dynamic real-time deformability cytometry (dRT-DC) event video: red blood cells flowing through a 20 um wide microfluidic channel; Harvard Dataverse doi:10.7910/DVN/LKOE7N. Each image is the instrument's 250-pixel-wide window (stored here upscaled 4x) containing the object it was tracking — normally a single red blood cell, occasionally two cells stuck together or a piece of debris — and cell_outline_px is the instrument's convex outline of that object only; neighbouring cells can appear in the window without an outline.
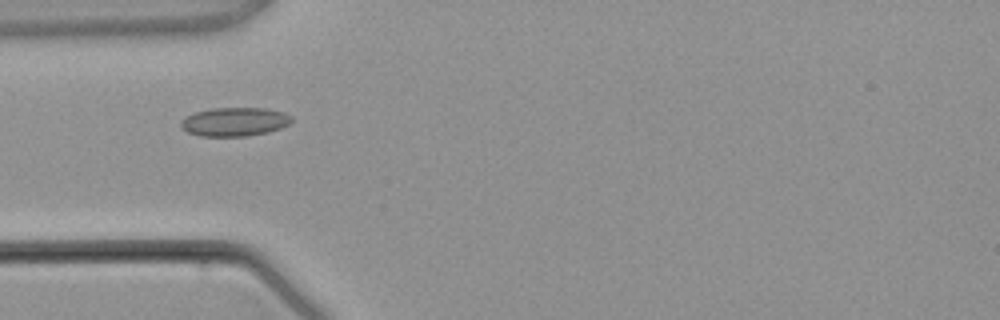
{"species": "common noctule bat (a hibernating species)", "species_latin": "Nyctalus noctula", "temperature_condition": "warm", "stored_images_in_passage": 4, "camera_frame_rate_fps": 3000, "um_per_image_px": 0.085, "animal": {"sex": "male", "body_mass_g": 21.5, "forearm_length_mm": 52.0}, "frame": {"image": 1, "passage_image": 4, "time_ms": 3.667, "image_size_px": [1000, 320], "cell_outline_px": [[292, 120], [288, 124], [280, 128], [268, 132], [244, 136], [200, 136], [188, 132], [180, 128], [180, 120], [184, 116], [196, 112], [212, 108], [268, 108], [284, 112], [292, 116]], "centroid_in_image_um": [19.91, 10.34], "position_along_channel_um": 65.1, "area_um2": 18.67}}